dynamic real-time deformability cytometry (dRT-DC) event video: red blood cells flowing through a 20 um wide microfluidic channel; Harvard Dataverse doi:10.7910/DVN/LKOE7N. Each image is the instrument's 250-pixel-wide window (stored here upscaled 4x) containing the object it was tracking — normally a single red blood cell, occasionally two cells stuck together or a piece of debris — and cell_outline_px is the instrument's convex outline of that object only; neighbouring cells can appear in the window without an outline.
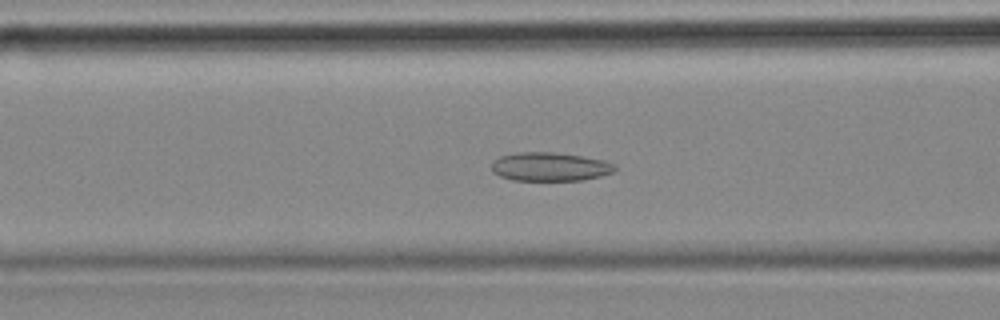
{"species": "common noctule bat (a hibernating species)", "species_latin": "Nyctalus noctula", "temperature_condition": "cold", "stored_images_in_passage": 53, "camera_frame_rate_fps": 3000, "um_per_image_px": 0.085, "animal": {"sex": "female", "body_mass_g": 18.4}, "frame": {"image": 1, "passage_image": 17, "time_ms": 5.333, "image_size_px": [1000, 320], "cell_outline_px": [[616, 168], [612, 172], [600, 176], [580, 180], [512, 180], [500, 176], [492, 172], [492, 164], [500, 156], [516, 152], [552, 152], [580, 156], [604, 160], [616, 164]], "centroid_in_image_um": [46.74, 14.17], "position_along_channel_um": 119.9, "area_um2": 20.46}}
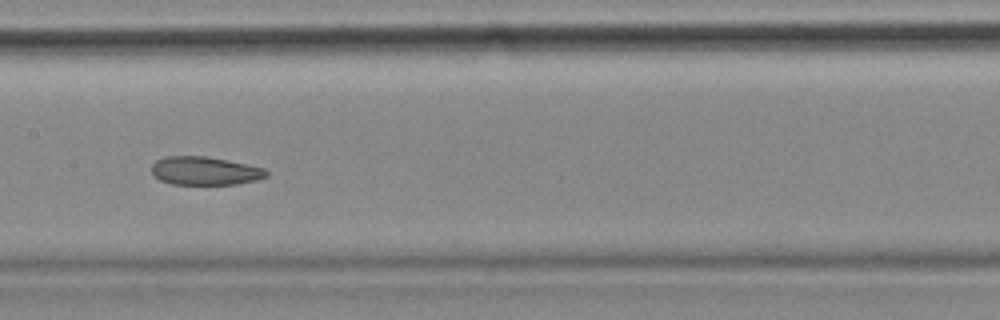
{"frame": {"image": 2, "passage_image": 23, "time_ms": 7.333, "image_size_px": [1000, 320], "cell_outline_px": [[268, 176], [256, 180], [236, 184], [172, 184], [160, 180], [152, 172], [152, 164], [156, 160], [164, 156], [204, 156], [228, 160], [264, 168], [268, 172]], "centroid_in_image_um": [17.41, 14.52], "position_along_channel_um": 190.0, "area_um2": 18.9}}
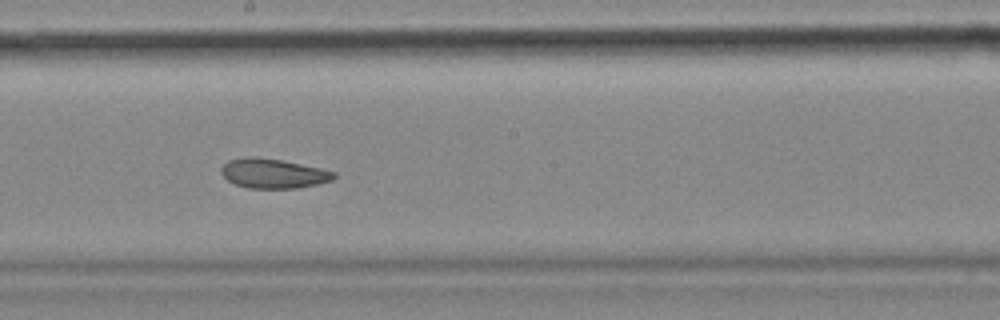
{"frame": {"image": 3, "passage_image": 26, "time_ms": 8.333, "image_size_px": [1000, 320], "cell_outline_px": [[336, 176], [332, 180], [316, 184], [296, 188], [248, 188], [236, 184], [228, 180], [220, 172], [220, 168], [228, 160], [248, 156], [252, 156], [280, 160], [320, 168], [336, 172]], "centroid_in_image_um": [23.2, 14.74], "position_along_channel_um": 225.0, "area_um2": 19.25}, "authors_computed_cell_mechanics": {"area_um2": 21.3282, "velocity_mm_per_s": 3.5121, "shape_relaxation_time_tau1_ms": null, "shape_relaxation_time_tau2_ms": 4.7615, "deformation_change_tau1": null, "deformation_change_tau2": 0.1026}}